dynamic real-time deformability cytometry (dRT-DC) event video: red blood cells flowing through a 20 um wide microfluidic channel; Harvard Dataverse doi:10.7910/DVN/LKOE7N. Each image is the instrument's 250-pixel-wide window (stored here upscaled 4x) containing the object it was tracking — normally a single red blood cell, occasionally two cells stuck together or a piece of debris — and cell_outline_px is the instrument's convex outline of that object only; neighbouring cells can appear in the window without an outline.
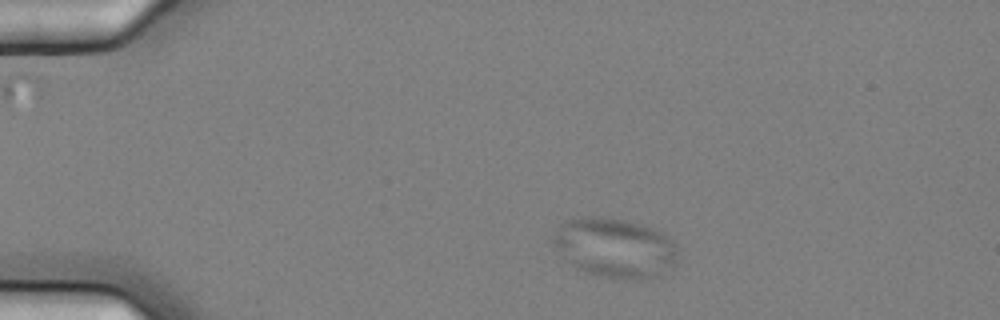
{"species": "common noctule bat (a hibernating species)", "species_latin": "Nyctalus noctula", "temperature_condition": "cold", "stored_images_in_passage": 10, "camera_frame_rate_fps": 3000, "um_per_image_px": 0.085, "animal": {"sex": "female", "body_mass_g": 25.1}, "frame": {"image": 1, "passage_image": 2, "time_ms": 0.333, "image_size_px": [1000, 320], "cell_outline_px": [[676, 260], [672, 264], [652, 276], [640, 280], [600, 276], [576, 268], [548, 240], [560, 224], [564, 220], [580, 216], [604, 216], [640, 224], [660, 232], [676, 244]], "centroid_in_image_um": [52.16, 21.02], "position_along_channel_um": 32.8, "area_um2": 42.71}}